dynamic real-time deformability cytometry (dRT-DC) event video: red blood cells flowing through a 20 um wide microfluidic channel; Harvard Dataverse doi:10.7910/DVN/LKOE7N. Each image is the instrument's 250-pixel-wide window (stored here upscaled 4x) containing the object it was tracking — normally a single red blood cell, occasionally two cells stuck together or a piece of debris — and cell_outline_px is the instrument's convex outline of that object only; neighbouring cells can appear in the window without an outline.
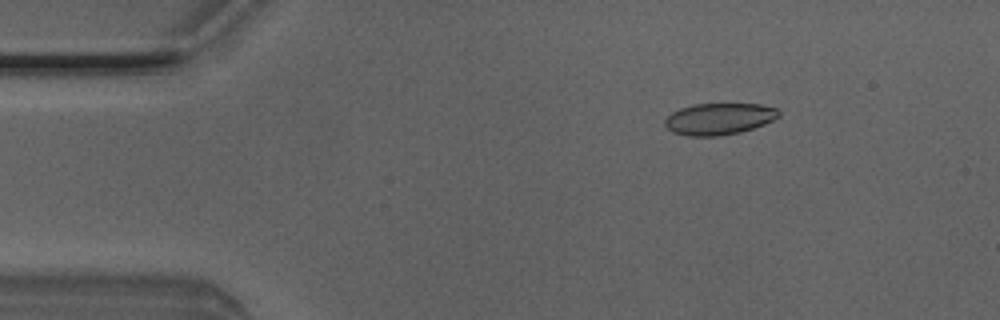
{"species": "Egyptian fruit bat (a non-hibernating species)", "species_latin": "Rousettus aegyptiacus", "temperature_condition": "room temperature", "stored_images_in_passage": 4, "camera_frame_rate_fps": 3000, "um_per_image_px": 0.085, "animal": {"sex": "male"}, "frame": {"image": 1, "passage_image": 2, "time_ms": 0.333, "image_size_px": [1000, 320], "cell_outline_px": [[780, 116], [764, 124], [740, 132], [716, 136], [688, 136], [672, 132], [664, 124], [664, 120], [672, 112], [680, 108], [692, 104], [760, 104], [776, 108], [780, 112]], "centroid_in_image_um": [61.1, 10.1], "position_along_channel_um": 23.9, "area_um2": 20.92}}